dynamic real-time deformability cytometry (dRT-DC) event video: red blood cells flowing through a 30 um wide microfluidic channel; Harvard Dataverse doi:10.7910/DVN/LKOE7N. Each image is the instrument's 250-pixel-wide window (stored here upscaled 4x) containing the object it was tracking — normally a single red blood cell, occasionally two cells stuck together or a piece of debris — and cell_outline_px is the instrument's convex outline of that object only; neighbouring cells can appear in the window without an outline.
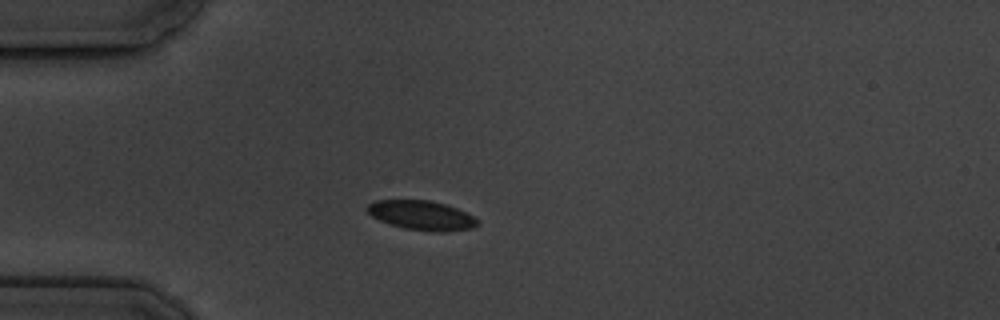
{"species": "common noctule bat (a hibernating species)", "species_latin": "Nyctalus noctula", "temperature_condition": "cold", "stored_images_in_passage": 12, "camera_frame_rate_fps": 3000, "um_per_image_px": 0.085, "animal": {"sex": "male", "body_mass_g": 19.5, "forearm_length_mm": 54.6}, "frame": {"image": 1, "passage_image": 1, "time_ms": 0.0, "image_size_px": [1000, 320], "cell_outline_px": [[480, 224], [472, 228], [448, 232], [432, 232], [404, 228], [388, 224], [372, 216], [364, 208], [368, 204], [376, 200], [428, 200], [444, 204], [456, 208], [480, 220]], "centroid_in_image_um": [35.83, 18.32], "position_along_channel_um": 49.2, "area_um2": 19.02}}
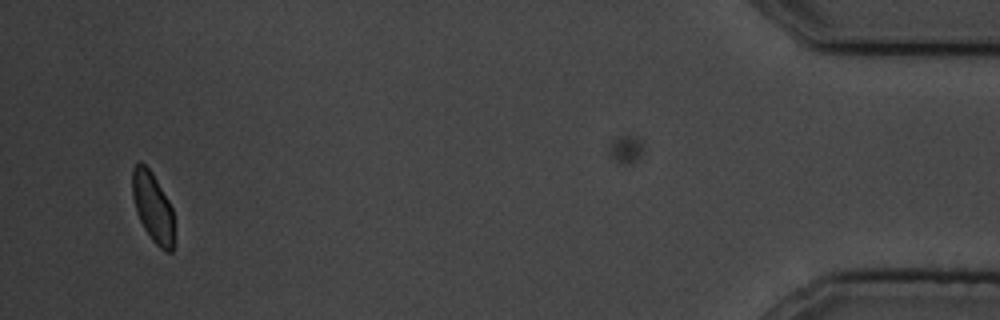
{"frame": {"image": 2, "passage_image": 12, "time_ms": 13.333, "image_size_px": [1000, 320], "cell_outline_px": [[172, 252], [168, 252], [160, 248], [152, 240], [144, 228], [136, 212], [132, 196], [132, 168], [140, 160], [152, 172], [168, 200], [172, 208]], "centroid_in_image_um": [12.94, 17.56], "position_along_channel_um": 422.3, "area_um2": 16.7}, "authors_computed_cell_mechanics": {"area_um2": 18.6694, "velocity_mm_per_s": 3.4738, "shape_relaxation_time_tau1_ms": 1.4659, "shape_relaxation_time_tau2_ms": null, "deformation_change_tau1": 0.0651, "deformation_change_tau2": null}}